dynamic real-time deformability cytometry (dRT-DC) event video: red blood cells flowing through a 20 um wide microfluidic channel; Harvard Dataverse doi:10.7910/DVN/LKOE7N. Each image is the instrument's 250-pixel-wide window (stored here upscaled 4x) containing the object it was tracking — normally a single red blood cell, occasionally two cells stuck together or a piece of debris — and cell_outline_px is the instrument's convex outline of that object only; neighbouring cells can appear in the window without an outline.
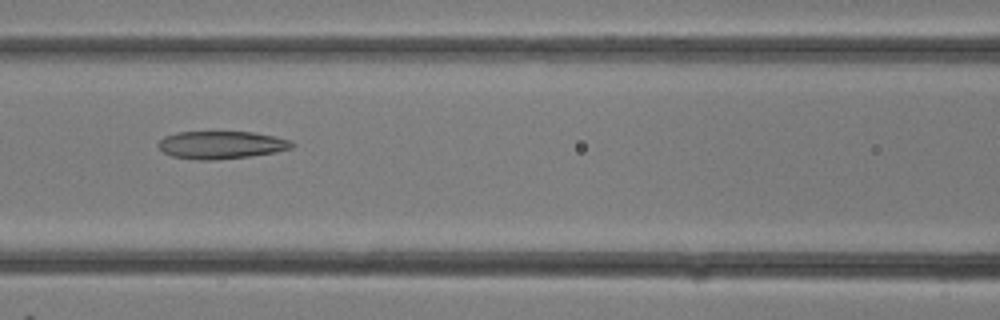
{"species": "common noctule bat (a hibernating species)", "species_latin": "Nyctalus noctula", "temperature_condition": "room temperature", "stored_images_in_passage": 22, "camera_frame_rate_fps": 3000, "um_per_image_px": 0.085, "animal": {"sex": "female"}, "frame": {"image": 1, "passage_image": 5, "time_ms": 1.333, "image_size_px": [1000, 320], "cell_outline_px": [[296, 144], [292, 148], [272, 152], [248, 156], [212, 160], [200, 160], [172, 156], [164, 152], [156, 144], [164, 136], [176, 132], [252, 132], [292, 140]], "centroid_in_image_um": [18.79, 12.31], "position_along_channel_um": 147.8, "area_um2": 21.39}}
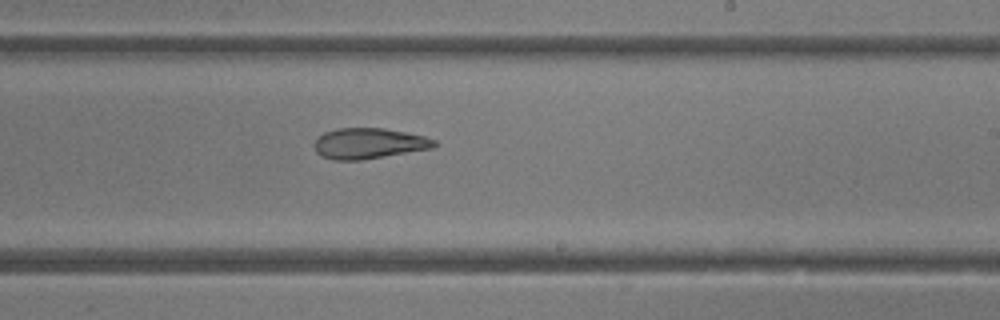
{"frame": {"image": 2, "passage_image": 10, "time_ms": 3.0, "image_size_px": [1000, 320], "cell_outline_px": [[440, 144], [432, 148], [360, 160], [332, 160], [320, 156], [316, 152], [312, 144], [324, 132], [336, 128], [384, 128], [408, 132], [424, 136], [436, 140]], "centroid_in_image_um": [31.34, 12.18], "position_along_channel_um": 257.7, "area_um2": 21.62}}
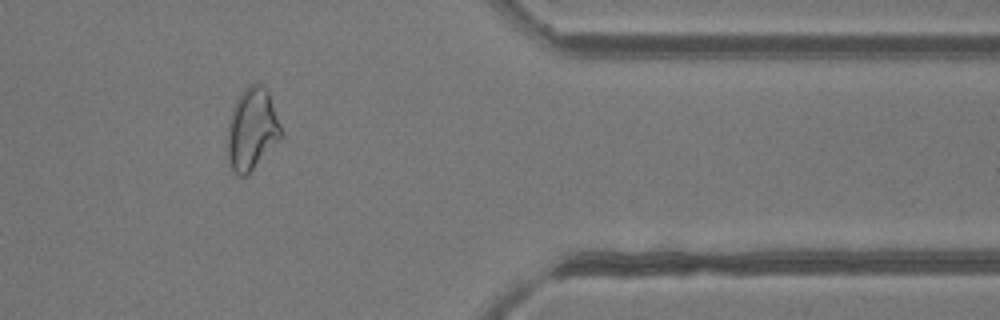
{"frame": {"image": 3, "passage_image": 17, "time_ms": 5.333, "image_size_px": [1000, 320], "cell_outline_px": [[284, 132], [280, 140], [248, 176], [240, 176], [228, 164], [228, 124], [236, 100], [240, 92], [244, 88], [256, 80], [264, 84], [268, 88]], "centroid_in_image_um": [21.47, 10.94], "position_along_channel_um": 389.9, "area_um2": 26.3}}